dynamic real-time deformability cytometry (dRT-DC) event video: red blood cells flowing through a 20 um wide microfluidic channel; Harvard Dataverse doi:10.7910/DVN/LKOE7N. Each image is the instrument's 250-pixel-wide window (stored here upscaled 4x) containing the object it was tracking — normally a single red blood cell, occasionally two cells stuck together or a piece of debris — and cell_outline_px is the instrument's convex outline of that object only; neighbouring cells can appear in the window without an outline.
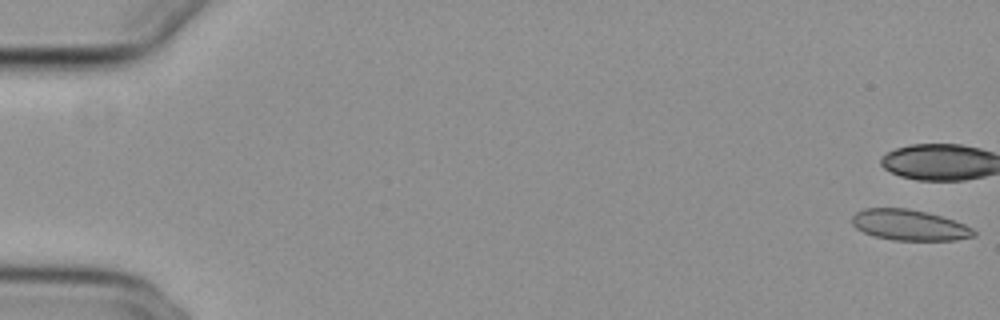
{"species": "common noctule bat (a hibernating species)", "species_latin": "Nyctalus noctula", "temperature_condition": "cold", "stored_images_in_passage": 37, "camera_frame_rate_fps": 3000, "um_per_image_px": 0.085, "animal": {"sex": "female", "body_mass_g": 29.2, "forearm_length_mm": 56.3}, "frame": {"image": 1, "passage_image": 1, "time_ms": 0.0, "image_size_px": [1000, 320], "cell_outline_px": [[976, 236], [956, 240], [892, 240], [876, 236], [864, 232], [856, 228], [852, 224], [852, 216], [856, 212], [864, 208], [908, 208], [928, 212], [964, 224], [972, 228], [976, 232]], "centroid_in_image_um": [77.29, 19.12], "position_along_channel_um": 7.7, "area_um2": 21.79}}